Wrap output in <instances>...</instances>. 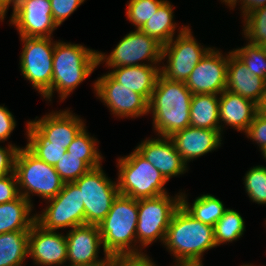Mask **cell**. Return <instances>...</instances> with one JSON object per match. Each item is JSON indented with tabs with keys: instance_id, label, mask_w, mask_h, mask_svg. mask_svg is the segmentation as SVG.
<instances>
[{
	"instance_id": "cell-27",
	"label": "cell",
	"mask_w": 266,
	"mask_h": 266,
	"mask_svg": "<svg viewBox=\"0 0 266 266\" xmlns=\"http://www.w3.org/2000/svg\"><path fill=\"white\" fill-rule=\"evenodd\" d=\"M29 231L0 234V266H23L28 257Z\"/></svg>"
},
{
	"instance_id": "cell-10",
	"label": "cell",
	"mask_w": 266,
	"mask_h": 266,
	"mask_svg": "<svg viewBox=\"0 0 266 266\" xmlns=\"http://www.w3.org/2000/svg\"><path fill=\"white\" fill-rule=\"evenodd\" d=\"M161 56L162 45L140 29H136L126 34L108 56L98 51L97 62L98 66L105 62L108 69L122 66H142L146 65L147 62H143L145 60L148 61V65H160Z\"/></svg>"
},
{
	"instance_id": "cell-35",
	"label": "cell",
	"mask_w": 266,
	"mask_h": 266,
	"mask_svg": "<svg viewBox=\"0 0 266 266\" xmlns=\"http://www.w3.org/2000/svg\"><path fill=\"white\" fill-rule=\"evenodd\" d=\"M165 0H130L126 8L127 19L136 29H141L144 24L156 13Z\"/></svg>"
},
{
	"instance_id": "cell-45",
	"label": "cell",
	"mask_w": 266,
	"mask_h": 266,
	"mask_svg": "<svg viewBox=\"0 0 266 266\" xmlns=\"http://www.w3.org/2000/svg\"><path fill=\"white\" fill-rule=\"evenodd\" d=\"M258 106H259V111L266 115V90H265V93L263 95V99Z\"/></svg>"
},
{
	"instance_id": "cell-2",
	"label": "cell",
	"mask_w": 266,
	"mask_h": 266,
	"mask_svg": "<svg viewBox=\"0 0 266 266\" xmlns=\"http://www.w3.org/2000/svg\"><path fill=\"white\" fill-rule=\"evenodd\" d=\"M192 95L185 82L171 81L161 74L158 76L148 102V113L153 115L152 125L157 136L170 137L190 126Z\"/></svg>"
},
{
	"instance_id": "cell-19",
	"label": "cell",
	"mask_w": 266,
	"mask_h": 266,
	"mask_svg": "<svg viewBox=\"0 0 266 266\" xmlns=\"http://www.w3.org/2000/svg\"><path fill=\"white\" fill-rule=\"evenodd\" d=\"M30 122L51 142L50 145L61 146L65 149L86 126L84 120L72 113L69 108L52 111Z\"/></svg>"
},
{
	"instance_id": "cell-44",
	"label": "cell",
	"mask_w": 266,
	"mask_h": 266,
	"mask_svg": "<svg viewBox=\"0 0 266 266\" xmlns=\"http://www.w3.org/2000/svg\"><path fill=\"white\" fill-rule=\"evenodd\" d=\"M18 0H0V21L3 22V20L6 18L5 16L7 15V11L12 5V9L14 10V7L16 5Z\"/></svg>"
},
{
	"instance_id": "cell-16",
	"label": "cell",
	"mask_w": 266,
	"mask_h": 266,
	"mask_svg": "<svg viewBox=\"0 0 266 266\" xmlns=\"http://www.w3.org/2000/svg\"><path fill=\"white\" fill-rule=\"evenodd\" d=\"M28 256L40 266H65L67 263L66 235L47 230L37 222L33 224L28 237Z\"/></svg>"
},
{
	"instance_id": "cell-24",
	"label": "cell",
	"mask_w": 266,
	"mask_h": 266,
	"mask_svg": "<svg viewBox=\"0 0 266 266\" xmlns=\"http://www.w3.org/2000/svg\"><path fill=\"white\" fill-rule=\"evenodd\" d=\"M32 208L33 202H29L22 195L13 201L0 204V234L30 231L36 222V214H31Z\"/></svg>"
},
{
	"instance_id": "cell-8",
	"label": "cell",
	"mask_w": 266,
	"mask_h": 266,
	"mask_svg": "<svg viewBox=\"0 0 266 266\" xmlns=\"http://www.w3.org/2000/svg\"><path fill=\"white\" fill-rule=\"evenodd\" d=\"M178 35L162 46L160 74L168 80L185 82L195 65L211 47H203L194 38L189 26L180 27ZM167 59L164 65L163 60Z\"/></svg>"
},
{
	"instance_id": "cell-21",
	"label": "cell",
	"mask_w": 266,
	"mask_h": 266,
	"mask_svg": "<svg viewBox=\"0 0 266 266\" xmlns=\"http://www.w3.org/2000/svg\"><path fill=\"white\" fill-rule=\"evenodd\" d=\"M258 111L259 106L254 101L228 90H224L219 95L221 133L223 134V129L226 127L224 124L231 126V128L233 127V129H236L238 132L246 133Z\"/></svg>"
},
{
	"instance_id": "cell-49",
	"label": "cell",
	"mask_w": 266,
	"mask_h": 266,
	"mask_svg": "<svg viewBox=\"0 0 266 266\" xmlns=\"http://www.w3.org/2000/svg\"><path fill=\"white\" fill-rule=\"evenodd\" d=\"M261 154L264 156V158L266 160V149L263 152H261Z\"/></svg>"
},
{
	"instance_id": "cell-48",
	"label": "cell",
	"mask_w": 266,
	"mask_h": 266,
	"mask_svg": "<svg viewBox=\"0 0 266 266\" xmlns=\"http://www.w3.org/2000/svg\"><path fill=\"white\" fill-rule=\"evenodd\" d=\"M259 46L265 51L266 53V41L259 44Z\"/></svg>"
},
{
	"instance_id": "cell-7",
	"label": "cell",
	"mask_w": 266,
	"mask_h": 266,
	"mask_svg": "<svg viewBox=\"0 0 266 266\" xmlns=\"http://www.w3.org/2000/svg\"><path fill=\"white\" fill-rule=\"evenodd\" d=\"M178 194L172 197L167 193L154 198L138 200L136 255L145 254L142 249L157 240L164 244L171 218L181 205L180 192Z\"/></svg>"
},
{
	"instance_id": "cell-32",
	"label": "cell",
	"mask_w": 266,
	"mask_h": 266,
	"mask_svg": "<svg viewBox=\"0 0 266 266\" xmlns=\"http://www.w3.org/2000/svg\"><path fill=\"white\" fill-rule=\"evenodd\" d=\"M232 52L245 64L248 70L266 81V53L256 44L247 43Z\"/></svg>"
},
{
	"instance_id": "cell-12",
	"label": "cell",
	"mask_w": 266,
	"mask_h": 266,
	"mask_svg": "<svg viewBox=\"0 0 266 266\" xmlns=\"http://www.w3.org/2000/svg\"><path fill=\"white\" fill-rule=\"evenodd\" d=\"M48 205L36 213V222L47 230L74 228L85 225V209L81 191L74 182L64 183L61 191L47 200Z\"/></svg>"
},
{
	"instance_id": "cell-47",
	"label": "cell",
	"mask_w": 266,
	"mask_h": 266,
	"mask_svg": "<svg viewBox=\"0 0 266 266\" xmlns=\"http://www.w3.org/2000/svg\"><path fill=\"white\" fill-rule=\"evenodd\" d=\"M111 262H99L85 265H65V266H110Z\"/></svg>"
},
{
	"instance_id": "cell-46",
	"label": "cell",
	"mask_w": 266,
	"mask_h": 266,
	"mask_svg": "<svg viewBox=\"0 0 266 266\" xmlns=\"http://www.w3.org/2000/svg\"><path fill=\"white\" fill-rule=\"evenodd\" d=\"M222 3H224L225 5L230 7V10L234 9L235 6L237 5L238 2H240L239 0H221Z\"/></svg>"
},
{
	"instance_id": "cell-6",
	"label": "cell",
	"mask_w": 266,
	"mask_h": 266,
	"mask_svg": "<svg viewBox=\"0 0 266 266\" xmlns=\"http://www.w3.org/2000/svg\"><path fill=\"white\" fill-rule=\"evenodd\" d=\"M14 173L20 195L29 202H32L31 194L44 201L54 198L65 183L54 166L38 159L26 147L19 148L16 153Z\"/></svg>"
},
{
	"instance_id": "cell-41",
	"label": "cell",
	"mask_w": 266,
	"mask_h": 266,
	"mask_svg": "<svg viewBox=\"0 0 266 266\" xmlns=\"http://www.w3.org/2000/svg\"><path fill=\"white\" fill-rule=\"evenodd\" d=\"M110 266H157L147 254L112 256Z\"/></svg>"
},
{
	"instance_id": "cell-11",
	"label": "cell",
	"mask_w": 266,
	"mask_h": 266,
	"mask_svg": "<svg viewBox=\"0 0 266 266\" xmlns=\"http://www.w3.org/2000/svg\"><path fill=\"white\" fill-rule=\"evenodd\" d=\"M74 183L81 191L85 224L99 225L119 194L117 181L109 179L101 165L90 169Z\"/></svg>"
},
{
	"instance_id": "cell-40",
	"label": "cell",
	"mask_w": 266,
	"mask_h": 266,
	"mask_svg": "<svg viewBox=\"0 0 266 266\" xmlns=\"http://www.w3.org/2000/svg\"><path fill=\"white\" fill-rule=\"evenodd\" d=\"M19 148L21 147L14 144H8V147L0 145V177L14 173L15 157Z\"/></svg>"
},
{
	"instance_id": "cell-17",
	"label": "cell",
	"mask_w": 266,
	"mask_h": 266,
	"mask_svg": "<svg viewBox=\"0 0 266 266\" xmlns=\"http://www.w3.org/2000/svg\"><path fill=\"white\" fill-rule=\"evenodd\" d=\"M67 261L69 265H85L99 262H111V257L104 254L99 257L103 248L98 225L85 224L74 227L66 233Z\"/></svg>"
},
{
	"instance_id": "cell-31",
	"label": "cell",
	"mask_w": 266,
	"mask_h": 266,
	"mask_svg": "<svg viewBox=\"0 0 266 266\" xmlns=\"http://www.w3.org/2000/svg\"><path fill=\"white\" fill-rule=\"evenodd\" d=\"M85 126L68 146L67 153L83 160L91 169L102 165L103 156L98 147V139L90 136ZM94 137V138H93Z\"/></svg>"
},
{
	"instance_id": "cell-23",
	"label": "cell",
	"mask_w": 266,
	"mask_h": 266,
	"mask_svg": "<svg viewBox=\"0 0 266 266\" xmlns=\"http://www.w3.org/2000/svg\"><path fill=\"white\" fill-rule=\"evenodd\" d=\"M160 65L122 66L113 68L108 74L118 83L142 95L148 102L152 96Z\"/></svg>"
},
{
	"instance_id": "cell-13",
	"label": "cell",
	"mask_w": 266,
	"mask_h": 266,
	"mask_svg": "<svg viewBox=\"0 0 266 266\" xmlns=\"http://www.w3.org/2000/svg\"><path fill=\"white\" fill-rule=\"evenodd\" d=\"M96 97L115 117L138 118L148 115V101L140 94L116 82L108 73L93 83Z\"/></svg>"
},
{
	"instance_id": "cell-36",
	"label": "cell",
	"mask_w": 266,
	"mask_h": 266,
	"mask_svg": "<svg viewBox=\"0 0 266 266\" xmlns=\"http://www.w3.org/2000/svg\"><path fill=\"white\" fill-rule=\"evenodd\" d=\"M54 168L65 183L76 181L91 169L79 157L68 155L67 152L56 163Z\"/></svg>"
},
{
	"instance_id": "cell-43",
	"label": "cell",
	"mask_w": 266,
	"mask_h": 266,
	"mask_svg": "<svg viewBox=\"0 0 266 266\" xmlns=\"http://www.w3.org/2000/svg\"><path fill=\"white\" fill-rule=\"evenodd\" d=\"M239 3L241 4V13H243L241 14L242 17L251 11L266 6V0H240Z\"/></svg>"
},
{
	"instance_id": "cell-33",
	"label": "cell",
	"mask_w": 266,
	"mask_h": 266,
	"mask_svg": "<svg viewBox=\"0 0 266 266\" xmlns=\"http://www.w3.org/2000/svg\"><path fill=\"white\" fill-rule=\"evenodd\" d=\"M243 19L242 33L249 43L259 45L266 41V6L251 11Z\"/></svg>"
},
{
	"instance_id": "cell-50",
	"label": "cell",
	"mask_w": 266,
	"mask_h": 266,
	"mask_svg": "<svg viewBox=\"0 0 266 266\" xmlns=\"http://www.w3.org/2000/svg\"><path fill=\"white\" fill-rule=\"evenodd\" d=\"M241 266H254V265H249V264H243V265H241Z\"/></svg>"
},
{
	"instance_id": "cell-39",
	"label": "cell",
	"mask_w": 266,
	"mask_h": 266,
	"mask_svg": "<svg viewBox=\"0 0 266 266\" xmlns=\"http://www.w3.org/2000/svg\"><path fill=\"white\" fill-rule=\"evenodd\" d=\"M19 196L15 173L0 177V204L13 201Z\"/></svg>"
},
{
	"instance_id": "cell-28",
	"label": "cell",
	"mask_w": 266,
	"mask_h": 266,
	"mask_svg": "<svg viewBox=\"0 0 266 266\" xmlns=\"http://www.w3.org/2000/svg\"><path fill=\"white\" fill-rule=\"evenodd\" d=\"M180 195L181 206L195 219L206 225L214 227L227 209L220 199L211 194L198 196L192 205L187 201L185 193L181 192Z\"/></svg>"
},
{
	"instance_id": "cell-1",
	"label": "cell",
	"mask_w": 266,
	"mask_h": 266,
	"mask_svg": "<svg viewBox=\"0 0 266 266\" xmlns=\"http://www.w3.org/2000/svg\"><path fill=\"white\" fill-rule=\"evenodd\" d=\"M164 245L175 265L188 266H203V253L217 247L213 226L195 219L181 205L171 218Z\"/></svg>"
},
{
	"instance_id": "cell-3",
	"label": "cell",
	"mask_w": 266,
	"mask_h": 266,
	"mask_svg": "<svg viewBox=\"0 0 266 266\" xmlns=\"http://www.w3.org/2000/svg\"><path fill=\"white\" fill-rule=\"evenodd\" d=\"M97 52L81 44L55 41L52 88L43 99L51 101L57 91L64 101L98 67Z\"/></svg>"
},
{
	"instance_id": "cell-34",
	"label": "cell",
	"mask_w": 266,
	"mask_h": 266,
	"mask_svg": "<svg viewBox=\"0 0 266 266\" xmlns=\"http://www.w3.org/2000/svg\"><path fill=\"white\" fill-rule=\"evenodd\" d=\"M243 181L250 200L266 205V166H253L246 172Z\"/></svg>"
},
{
	"instance_id": "cell-5",
	"label": "cell",
	"mask_w": 266,
	"mask_h": 266,
	"mask_svg": "<svg viewBox=\"0 0 266 266\" xmlns=\"http://www.w3.org/2000/svg\"><path fill=\"white\" fill-rule=\"evenodd\" d=\"M117 163L119 194L139 200L168 193L164 187L168 180L136 149Z\"/></svg>"
},
{
	"instance_id": "cell-25",
	"label": "cell",
	"mask_w": 266,
	"mask_h": 266,
	"mask_svg": "<svg viewBox=\"0 0 266 266\" xmlns=\"http://www.w3.org/2000/svg\"><path fill=\"white\" fill-rule=\"evenodd\" d=\"M219 95L195 94L190 104V126L220 130Z\"/></svg>"
},
{
	"instance_id": "cell-26",
	"label": "cell",
	"mask_w": 266,
	"mask_h": 266,
	"mask_svg": "<svg viewBox=\"0 0 266 266\" xmlns=\"http://www.w3.org/2000/svg\"><path fill=\"white\" fill-rule=\"evenodd\" d=\"M173 10L170 1L165 0L140 30L154 38L162 46L166 45L174 38L175 28L178 25L173 21Z\"/></svg>"
},
{
	"instance_id": "cell-51",
	"label": "cell",
	"mask_w": 266,
	"mask_h": 266,
	"mask_svg": "<svg viewBox=\"0 0 266 266\" xmlns=\"http://www.w3.org/2000/svg\"><path fill=\"white\" fill-rule=\"evenodd\" d=\"M172 266H188V265H172Z\"/></svg>"
},
{
	"instance_id": "cell-22",
	"label": "cell",
	"mask_w": 266,
	"mask_h": 266,
	"mask_svg": "<svg viewBox=\"0 0 266 266\" xmlns=\"http://www.w3.org/2000/svg\"><path fill=\"white\" fill-rule=\"evenodd\" d=\"M226 90L260 104L266 90V81L251 73L247 66L232 52H229Z\"/></svg>"
},
{
	"instance_id": "cell-29",
	"label": "cell",
	"mask_w": 266,
	"mask_h": 266,
	"mask_svg": "<svg viewBox=\"0 0 266 266\" xmlns=\"http://www.w3.org/2000/svg\"><path fill=\"white\" fill-rule=\"evenodd\" d=\"M26 125L25 134L28 142L25 147L38 159L55 166L64 157L67 149L50 145L51 142L30 121H27Z\"/></svg>"
},
{
	"instance_id": "cell-37",
	"label": "cell",
	"mask_w": 266,
	"mask_h": 266,
	"mask_svg": "<svg viewBox=\"0 0 266 266\" xmlns=\"http://www.w3.org/2000/svg\"><path fill=\"white\" fill-rule=\"evenodd\" d=\"M85 0H50L53 20L60 26Z\"/></svg>"
},
{
	"instance_id": "cell-4",
	"label": "cell",
	"mask_w": 266,
	"mask_h": 266,
	"mask_svg": "<svg viewBox=\"0 0 266 266\" xmlns=\"http://www.w3.org/2000/svg\"><path fill=\"white\" fill-rule=\"evenodd\" d=\"M138 200L118 194L98 225L103 252L109 256L136 255Z\"/></svg>"
},
{
	"instance_id": "cell-14",
	"label": "cell",
	"mask_w": 266,
	"mask_h": 266,
	"mask_svg": "<svg viewBox=\"0 0 266 266\" xmlns=\"http://www.w3.org/2000/svg\"><path fill=\"white\" fill-rule=\"evenodd\" d=\"M9 24L16 27L20 37H48L58 28L53 20L50 0H18Z\"/></svg>"
},
{
	"instance_id": "cell-15",
	"label": "cell",
	"mask_w": 266,
	"mask_h": 266,
	"mask_svg": "<svg viewBox=\"0 0 266 266\" xmlns=\"http://www.w3.org/2000/svg\"><path fill=\"white\" fill-rule=\"evenodd\" d=\"M216 48H211L197 63L185 81V85L195 94L220 95L226 90L227 66L229 52L224 54Z\"/></svg>"
},
{
	"instance_id": "cell-30",
	"label": "cell",
	"mask_w": 266,
	"mask_h": 266,
	"mask_svg": "<svg viewBox=\"0 0 266 266\" xmlns=\"http://www.w3.org/2000/svg\"><path fill=\"white\" fill-rule=\"evenodd\" d=\"M213 230L216 246L229 244L244 234V219L237 211L227 208L223 216L215 223Z\"/></svg>"
},
{
	"instance_id": "cell-38",
	"label": "cell",
	"mask_w": 266,
	"mask_h": 266,
	"mask_svg": "<svg viewBox=\"0 0 266 266\" xmlns=\"http://www.w3.org/2000/svg\"><path fill=\"white\" fill-rule=\"evenodd\" d=\"M245 135L256 142L263 152L266 149V115L258 111Z\"/></svg>"
},
{
	"instance_id": "cell-9",
	"label": "cell",
	"mask_w": 266,
	"mask_h": 266,
	"mask_svg": "<svg viewBox=\"0 0 266 266\" xmlns=\"http://www.w3.org/2000/svg\"><path fill=\"white\" fill-rule=\"evenodd\" d=\"M48 37H20L21 74L44 97L52 88L53 52L55 41Z\"/></svg>"
},
{
	"instance_id": "cell-42",
	"label": "cell",
	"mask_w": 266,
	"mask_h": 266,
	"mask_svg": "<svg viewBox=\"0 0 266 266\" xmlns=\"http://www.w3.org/2000/svg\"><path fill=\"white\" fill-rule=\"evenodd\" d=\"M16 125L14 115L7 107L0 105V142H5L9 139Z\"/></svg>"
},
{
	"instance_id": "cell-18",
	"label": "cell",
	"mask_w": 266,
	"mask_h": 266,
	"mask_svg": "<svg viewBox=\"0 0 266 266\" xmlns=\"http://www.w3.org/2000/svg\"><path fill=\"white\" fill-rule=\"evenodd\" d=\"M135 149L168 181L189 169L170 137L158 135L157 138H146Z\"/></svg>"
},
{
	"instance_id": "cell-20",
	"label": "cell",
	"mask_w": 266,
	"mask_h": 266,
	"mask_svg": "<svg viewBox=\"0 0 266 266\" xmlns=\"http://www.w3.org/2000/svg\"><path fill=\"white\" fill-rule=\"evenodd\" d=\"M176 151L188 164L191 160L201 157L221 146V130L204 129L188 126L170 136Z\"/></svg>"
}]
</instances>
